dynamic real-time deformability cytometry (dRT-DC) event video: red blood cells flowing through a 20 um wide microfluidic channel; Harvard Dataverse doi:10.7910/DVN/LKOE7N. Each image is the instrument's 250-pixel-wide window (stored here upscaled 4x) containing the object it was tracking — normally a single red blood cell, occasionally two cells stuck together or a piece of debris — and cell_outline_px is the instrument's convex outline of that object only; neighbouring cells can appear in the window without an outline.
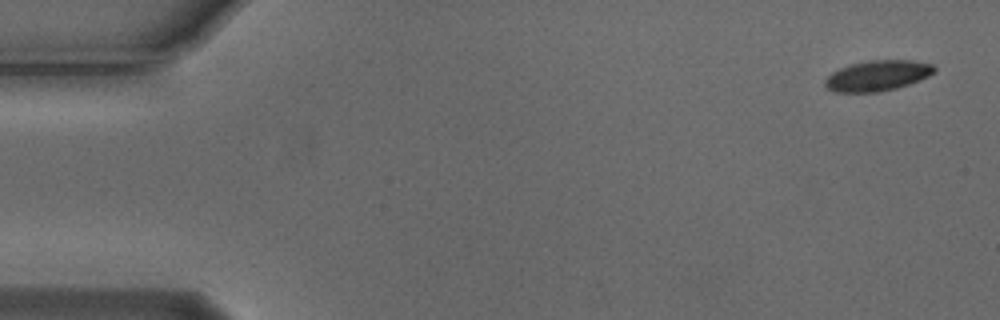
{"species": "Egyptian fruit bat (a non-hibernating species)", "species_latin": "Rousettus aegyptiacus", "temperature_condition": "cold", "stored_images_in_passage": 6, "camera_frame_rate_fps": 3000, "um_per_image_px": 0.085, "animal": {"sex": "male"}, "frame": {"image": 1, "passage_image": 1, "time_ms": 0.0, "image_size_px": [1000, 320], "cell_outline_px": [[936, 72], [920, 80], [896, 88], [876, 92], [832, 92], [824, 84], [824, 80], [832, 72], [840, 68], [852, 64], [868, 60], [912, 60], [932, 64], [936, 68]], "centroid_in_image_um": [74.59, 6.43], "position_along_channel_um": 10.4, "area_um2": 19.42}}